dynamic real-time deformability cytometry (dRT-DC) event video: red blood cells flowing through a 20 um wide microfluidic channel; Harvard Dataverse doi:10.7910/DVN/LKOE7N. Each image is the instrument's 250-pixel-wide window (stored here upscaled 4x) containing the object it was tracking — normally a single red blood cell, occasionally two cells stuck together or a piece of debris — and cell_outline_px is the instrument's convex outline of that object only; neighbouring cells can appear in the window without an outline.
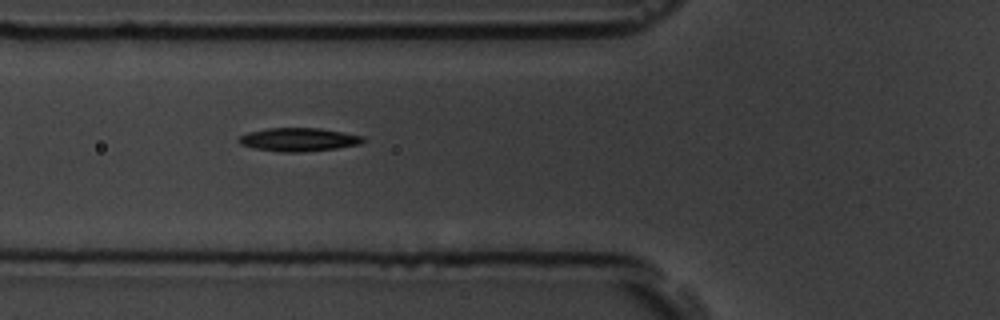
{"species": "common noctule bat (a hibernating species)", "species_latin": "Nyctalus noctula", "temperature_condition": "room temperature", "stored_images_in_passage": 7, "camera_frame_rate_fps": 3000, "um_per_image_px": 0.085, "animal": {"sex": "male", "body_mass_g": 19.5, "forearm_length_mm": 54.6}, "frame": {"image": 1, "passage_image": 6, "time_ms": 6.667, "image_size_px": [1000, 320], "cell_outline_px": [[364, 140], [360, 144], [336, 148], [304, 152], [280, 152], [256, 148], [240, 144], [236, 140], [240, 136], [248, 132], [268, 128], [320, 128], [364, 136]], "centroid_in_image_um": [25.37, 11.86], "position_along_channel_um": 100.4, "area_um2": 16.88}}
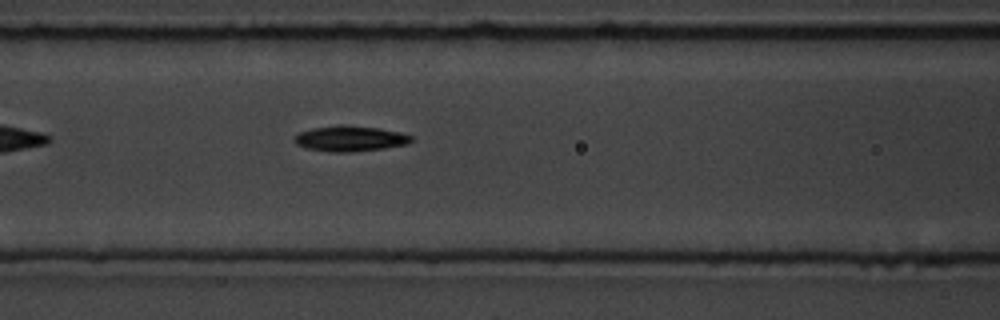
{"frame": {"image": 2, "passage_image": 7, "time_ms": 7.667, "image_size_px": [1000, 320], "cell_outline_px": [[412, 140], [408, 144], [384, 148], [352, 152], [328, 152], [308, 148], [296, 144], [292, 140], [292, 136], [300, 132], [312, 128], [340, 124], [348, 124], [376, 128], [400, 132], [412, 136]], "centroid_in_image_um": [29.71, 11.77], "position_along_channel_um": 136.9, "area_um2": 17.57}}